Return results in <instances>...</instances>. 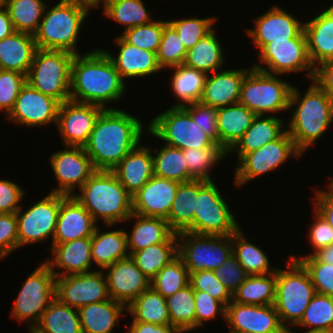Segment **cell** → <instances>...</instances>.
Returning <instances> with one entry per match:
<instances>
[{
	"label": "cell",
	"instance_id": "6da1fadb",
	"mask_svg": "<svg viewBox=\"0 0 333 333\" xmlns=\"http://www.w3.org/2000/svg\"><path fill=\"white\" fill-rule=\"evenodd\" d=\"M144 130L142 120L128 111L104 109L84 146L95 170H113L141 142Z\"/></svg>",
	"mask_w": 333,
	"mask_h": 333
},
{
	"label": "cell",
	"instance_id": "7a4b0ae2",
	"mask_svg": "<svg viewBox=\"0 0 333 333\" xmlns=\"http://www.w3.org/2000/svg\"><path fill=\"white\" fill-rule=\"evenodd\" d=\"M126 88V82L103 49L95 48L74 56L70 100L103 109H116L106 105L120 100L127 92Z\"/></svg>",
	"mask_w": 333,
	"mask_h": 333
},
{
	"label": "cell",
	"instance_id": "3957f363",
	"mask_svg": "<svg viewBox=\"0 0 333 333\" xmlns=\"http://www.w3.org/2000/svg\"><path fill=\"white\" fill-rule=\"evenodd\" d=\"M306 92L293 86L289 110L292 117L286 129L297 150L303 155L326 132L333 122V99L314 80Z\"/></svg>",
	"mask_w": 333,
	"mask_h": 333
},
{
	"label": "cell",
	"instance_id": "277c9868",
	"mask_svg": "<svg viewBox=\"0 0 333 333\" xmlns=\"http://www.w3.org/2000/svg\"><path fill=\"white\" fill-rule=\"evenodd\" d=\"M73 196L96 222L103 220L111 227L133 213L132 196L112 171L96 170Z\"/></svg>",
	"mask_w": 333,
	"mask_h": 333
},
{
	"label": "cell",
	"instance_id": "5b68a950",
	"mask_svg": "<svg viewBox=\"0 0 333 333\" xmlns=\"http://www.w3.org/2000/svg\"><path fill=\"white\" fill-rule=\"evenodd\" d=\"M47 7L34 34L37 49L80 54L76 43L89 12L71 0H60L55 6Z\"/></svg>",
	"mask_w": 333,
	"mask_h": 333
},
{
	"label": "cell",
	"instance_id": "8992f818",
	"mask_svg": "<svg viewBox=\"0 0 333 333\" xmlns=\"http://www.w3.org/2000/svg\"><path fill=\"white\" fill-rule=\"evenodd\" d=\"M286 262L285 270L280 268L276 270L274 306L282 325L291 329L300 322L317 292L309 273L299 261L289 256Z\"/></svg>",
	"mask_w": 333,
	"mask_h": 333
},
{
	"label": "cell",
	"instance_id": "52a82bcc",
	"mask_svg": "<svg viewBox=\"0 0 333 333\" xmlns=\"http://www.w3.org/2000/svg\"><path fill=\"white\" fill-rule=\"evenodd\" d=\"M280 76L283 75L269 74L251 66L241 84L239 103L256 115L288 111L294 85Z\"/></svg>",
	"mask_w": 333,
	"mask_h": 333
},
{
	"label": "cell",
	"instance_id": "ba28073f",
	"mask_svg": "<svg viewBox=\"0 0 333 333\" xmlns=\"http://www.w3.org/2000/svg\"><path fill=\"white\" fill-rule=\"evenodd\" d=\"M74 56L66 51L37 49L27 74V83L60 103L70 100Z\"/></svg>",
	"mask_w": 333,
	"mask_h": 333
},
{
	"label": "cell",
	"instance_id": "9c48e42d",
	"mask_svg": "<svg viewBox=\"0 0 333 333\" xmlns=\"http://www.w3.org/2000/svg\"><path fill=\"white\" fill-rule=\"evenodd\" d=\"M146 128L147 134L164 141L165 145L182 150L216 145L183 107L171 106L153 117Z\"/></svg>",
	"mask_w": 333,
	"mask_h": 333
},
{
	"label": "cell",
	"instance_id": "30bf717a",
	"mask_svg": "<svg viewBox=\"0 0 333 333\" xmlns=\"http://www.w3.org/2000/svg\"><path fill=\"white\" fill-rule=\"evenodd\" d=\"M225 200L214 180H198L193 233L226 236L232 235L240 227Z\"/></svg>",
	"mask_w": 333,
	"mask_h": 333
},
{
	"label": "cell",
	"instance_id": "8fae6325",
	"mask_svg": "<svg viewBox=\"0 0 333 333\" xmlns=\"http://www.w3.org/2000/svg\"><path fill=\"white\" fill-rule=\"evenodd\" d=\"M56 276L49 265L41 262L23 283L13 302L11 317L17 322H27L29 333L39 322L43 312L55 299Z\"/></svg>",
	"mask_w": 333,
	"mask_h": 333
},
{
	"label": "cell",
	"instance_id": "7c38bea8",
	"mask_svg": "<svg viewBox=\"0 0 333 333\" xmlns=\"http://www.w3.org/2000/svg\"><path fill=\"white\" fill-rule=\"evenodd\" d=\"M177 254L189 275L202 270L216 271L232 254V235L177 233Z\"/></svg>",
	"mask_w": 333,
	"mask_h": 333
},
{
	"label": "cell",
	"instance_id": "4fadbf2b",
	"mask_svg": "<svg viewBox=\"0 0 333 333\" xmlns=\"http://www.w3.org/2000/svg\"><path fill=\"white\" fill-rule=\"evenodd\" d=\"M260 63L252 67L269 74L284 75L306 71L308 80H313L315 68L312 65L307 47V38L303 30L297 37L287 41H272L266 44L258 54ZM266 66H265V65ZM265 66V67H264Z\"/></svg>",
	"mask_w": 333,
	"mask_h": 333
},
{
	"label": "cell",
	"instance_id": "5bb4252c",
	"mask_svg": "<svg viewBox=\"0 0 333 333\" xmlns=\"http://www.w3.org/2000/svg\"><path fill=\"white\" fill-rule=\"evenodd\" d=\"M303 156L295 147L293 140L286 131L279 139L268 142L259 149L243 155L234 168V185L244 186L257 177L268 174L280 167L291 157ZM254 179V180H253Z\"/></svg>",
	"mask_w": 333,
	"mask_h": 333
},
{
	"label": "cell",
	"instance_id": "9a60e30c",
	"mask_svg": "<svg viewBox=\"0 0 333 333\" xmlns=\"http://www.w3.org/2000/svg\"><path fill=\"white\" fill-rule=\"evenodd\" d=\"M66 196L50 192L25 211L21 205L16 212L19 249L21 246L46 242L51 238L53 242L61 202Z\"/></svg>",
	"mask_w": 333,
	"mask_h": 333
},
{
	"label": "cell",
	"instance_id": "2e32d148",
	"mask_svg": "<svg viewBox=\"0 0 333 333\" xmlns=\"http://www.w3.org/2000/svg\"><path fill=\"white\" fill-rule=\"evenodd\" d=\"M49 160L58 184L52 193L72 196L96 171L84 147L65 146L52 153Z\"/></svg>",
	"mask_w": 333,
	"mask_h": 333
},
{
	"label": "cell",
	"instance_id": "e0dca14e",
	"mask_svg": "<svg viewBox=\"0 0 333 333\" xmlns=\"http://www.w3.org/2000/svg\"><path fill=\"white\" fill-rule=\"evenodd\" d=\"M56 298L75 309L110 299L103 270L56 277Z\"/></svg>",
	"mask_w": 333,
	"mask_h": 333
},
{
	"label": "cell",
	"instance_id": "ac0fdd59",
	"mask_svg": "<svg viewBox=\"0 0 333 333\" xmlns=\"http://www.w3.org/2000/svg\"><path fill=\"white\" fill-rule=\"evenodd\" d=\"M60 104L58 100L39 92L26 82L7 119L18 126L29 128H41L50 123L56 126Z\"/></svg>",
	"mask_w": 333,
	"mask_h": 333
},
{
	"label": "cell",
	"instance_id": "d6986e66",
	"mask_svg": "<svg viewBox=\"0 0 333 333\" xmlns=\"http://www.w3.org/2000/svg\"><path fill=\"white\" fill-rule=\"evenodd\" d=\"M104 109L97 105L68 100L60 104L56 127L63 145L84 147L95 122Z\"/></svg>",
	"mask_w": 333,
	"mask_h": 333
},
{
	"label": "cell",
	"instance_id": "ffe728a7",
	"mask_svg": "<svg viewBox=\"0 0 333 333\" xmlns=\"http://www.w3.org/2000/svg\"><path fill=\"white\" fill-rule=\"evenodd\" d=\"M229 333H281L282 325L273 305L239 304L233 300L226 306Z\"/></svg>",
	"mask_w": 333,
	"mask_h": 333
},
{
	"label": "cell",
	"instance_id": "44dd1931",
	"mask_svg": "<svg viewBox=\"0 0 333 333\" xmlns=\"http://www.w3.org/2000/svg\"><path fill=\"white\" fill-rule=\"evenodd\" d=\"M283 10L272 6L267 12L253 20L254 27L246 29L247 36L259 51L272 41H287L297 37L304 30V23Z\"/></svg>",
	"mask_w": 333,
	"mask_h": 333
},
{
	"label": "cell",
	"instance_id": "7402d4cb",
	"mask_svg": "<svg viewBox=\"0 0 333 333\" xmlns=\"http://www.w3.org/2000/svg\"><path fill=\"white\" fill-rule=\"evenodd\" d=\"M108 293L111 299L128 306L150 287V279L137 267L131 257L106 267Z\"/></svg>",
	"mask_w": 333,
	"mask_h": 333
},
{
	"label": "cell",
	"instance_id": "603a6c76",
	"mask_svg": "<svg viewBox=\"0 0 333 333\" xmlns=\"http://www.w3.org/2000/svg\"><path fill=\"white\" fill-rule=\"evenodd\" d=\"M179 184L174 180L153 176L132 196L133 213L166 219Z\"/></svg>",
	"mask_w": 333,
	"mask_h": 333
},
{
	"label": "cell",
	"instance_id": "cb8c5ba5",
	"mask_svg": "<svg viewBox=\"0 0 333 333\" xmlns=\"http://www.w3.org/2000/svg\"><path fill=\"white\" fill-rule=\"evenodd\" d=\"M91 242L92 237H85L61 244H52L50 252L53 254V258L45 259V262L56 277L94 271L91 269L93 265Z\"/></svg>",
	"mask_w": 333,
	"mask_h": 333
},
{
	"label": "cell",
	"instance_id": "d4e9b609",
	"mask_svg": "<svg viewBox=\"0 0 333 333\" xmlns=\"http://www.w3.org/2000/svg\"><path fill=\"white\" fill-rule=\"evenodd\" d=\"M99 224L72 195L66 196L60 206L53 242L61 244L78 238L92 237Z\"/></svg>",
	"mask_w": 333,
	"mask_h": 333
},
{
	"label": "cell",
	"instance_id": "484cf974",
	"mask_svg": "<svg viewBox=\"0 0 333 333\" xmlns=\"http://www.w3.org/2000/svg\"><path fill=\"white\" fill-rule=\"evenodd\" d=\"M113 42L119 47L118 54L103 49L125 81L128 78H143L163 71L157 61V54L127 43L120 35Z\"/></svg>",
	"mask_w": 333,
	"mask_h": 333
},
{
	"label": "cell",
	"instance_id": "4316f807",
	"mask_svg": "<svg viewBox=\"0 0 333 333\" xmlns=\"http://www.w3.org/2000/svg\"><path fill=\"white\" fill-rule=\"evenodd\" d=\"M225 70L208 74L200 103L218 109L239 102L241 84L250 69Z\"/></svg>",
	"mask_w": 333,
	"mask_h": 333
},
{
	"label": "cell",
	"instance_id": "83f0119b",
	"mask_svg": "<svg viewBox=\"0 0 333 333\" xmlns=\"http://www.w3.org/2000/svg\"><path fill=\"white\" fill-rule=\"evenodd\" d=\"M111 171L133 196L154 176L152 148L139 143Z\"/></svg>",
	"mask_w": 333,
	"mask_h": 333
},
{
	"label": "cell",
	"instance_id": "f1b7e54d",
	"mask_svg": "<svg viewBox=\"0 0 333 333\" xmlns=\"http://www.w3.org/2000/svg\"><path fill=\"white\" fill-rule=\"evenodd\" d=\"M304 22L309 59L314 66L333 60V5Z\"/></svg>",
	"mask_w": 333,
	"mask_h": 333
},
{
	"label": "cell",
	"instance_id": "f546056e",
	"mask_svg": "<svg viewBox=\"0 0 333 333\" xmlns=\"http://www.w3.org/2000/svg\"><path fill=\"white\" fill-rule=\"evenodd\" d=\"M36 50L34 35L15 31L0 40V69L27 75Z\"/></svg>",
	"mask_w": 333,
	"mask_h": 333
},
{
	"label": "cell",
	"instance_id": "4dcf8cb0",
	"mask_svg": "<svg viewBox=\"0 0 333 333\" xmlns=\"http://www.w3.org/2000/svg\"><path fill=\"white\" fill-rule=\"evenodd\" d=\"M256 114L238 103L217 109L219 145L228 153L252 125Z\"/></svg>",
	"mask_w": 333,
	"mask_h": 333
},
{
	"label": "cell",
	"instance_id": "1f68e13d",
	"mask_svg": "<svg viewBox=\"0 0 333 333\" xmlns=\"http://www.w3.org/2000/svg\"><path fill=\"white\" fill-rule=\"evenodd\" d=\"M283 121V118L281 119L278 115H256L252 125L228 153L232 155L235 150L239 160L243 155L259 149L268 142L279 139L287 131L284 129L285 122Z\"/></svg>",
	"mask_w": 333,
	"mask_h": 333
},
{
	"label": "cell",
	"instance_id": "d6a6232c",
	"mask_svg": "<svg viewBox=\"0 0 333 333\" xmlns=\"http://www.w3.org/2000/svg\"><path fill=\"white\" fill-rule=\"evenodd\" d=\"M128 220H135L130 234L126 231L130 255L150 245L164 243L175 233L164 218L145 217L132 213L126 222Z\"/></svg>",
	"mask_w": 333,
	"mask_h": 333
},
{
	"label": "cell",
	"instance_id": "836d02e7",
	"mask_svg": "<svg viewBox=\"0 0 333 333\" xmlns=\"http://www.w3.org/2000/svg\"><path fill=\"white\" fill-rule=\"evenodd\" d=\"M124 311H127V306L111 298L79 308L83 333H113Z\"/></svg>",
	"mask_w": 333,
	"mask_h": 333
},
{
	"label": "cell",
	"instance_id": "e575fe53",
	"mask_svg": "<svg viewBox=\"0 0 333 333\" xmlns=\"http://www.w3.org/2000/svg\"><path fill=\"white\" fill-rule=\"evenodd\" d=\"M96 227L91 242L92 261L104 270L113 263L130 257L125 230L100 232Z\"/></svg>",
	"mask_w": 333,
	"mask_h": 333
},
{
	"label": "cell",
	"instance_id": "d590c367",
	"mask_svg": "<svg viewBox=\"0 0 333 333\" xmlns=\"http://www.w3.org/2000/svg\"><path fill=\"white\" fill-rule=\"evenodd\" d=\"M167 69L174 71L170 77V88L177 98L173 107H183L200 102L208 74L184 64Z\"/></svg>",
	"mask_w": 333,
	"mask_h": 333
},
{
	"label": "cell",
	"instance_id": "8d00e7d4",
	"mask_svg": "<svg viewBox=\"0 0 333 333\" xmlns=\"http://www.w3.org/2000/svg\"><path fill=\"white\" fill-rule=\"evenodd\" d=\"M213 29L209 34L200 39L192 48L187 50L184 65L207 74L224 68L225 56L223 44Z\"/></svg>",
	"mask_w": 333,
	"mask_h": 333
},
{
	"label": "cell",
	"instance_id": "74e56055",
	"mask_svg": "<svg viewBox=\"0 0 333 333\" xmlns=\"http://www.w3.org/2000/svg\"><path fill=\"white\" fill-rule=\"evenodd\" d=\"M198 197V180L180 183L166 220L175 233H193V219Z\"/></svg>",
	"mask_w": 333,
	"mask_h": 333
},
{
	"label": "cell",
	"instance_id": "f35d334b",
	"mask_svg": "<svg viewBox=\"0 0 333 333\" xmlns=\"http://www.w3.org/2000/svg\"><path fill=\"white\" fill-rule=\"evenodd\" d=\"M30 333H83L78 309L55 297Z\"/></svg>",
	"mask_w": 333,
	"mask_h": 333
},
{
	"label": "cell",
	"instance_id": "ab89813d",
	"mask_svg": "<svg viewBox=\"0 0 333 333\" xmlns=\"http://www.w3.org/2000/svg\"><path fill=\"white\" fill-rule=\"evenodd\" d=\"M240 228L232 234V253L247 274L250 276L276 272L277 267H271L266 252L250 242Z\"/></svg>",
	"mask_w": 333,
	"mask_h": 333
},
{
	"label": "cell",
	"instance_id": "60d3db41",
	"mask_svg": "<svg viewBox=\"0 0 333 333\" xmlns=\"http://www.w3.org/2000/svg\"><path fill=\"white\" fill-rule=\"evenodd\" d=\"M132 321L171 325L166 298L151 286L127 306Z\"/></svg>",
	"mask_w": 333,
	"mask_h": 333
},
{
	"label": "cell",
	"instance_id": "b9f144b4",
	"mask_svg": "<svg viewBox=\"0 0 333 333\" xmlns=\"http://www.w3.org/2000/svg\"><path fill=\"white\" fill-rule=\"evenodd\" d=\"M177 256V233H174L164 243L150 245L130 255L137 267L150 280Z\"/></svg>",
	"mask_w": 333,
	"mask_h": 333
},
{
	"label": "cell",
	"instance_id": "7bdbcfd3",
	"mask_svg": "<svg viewBox=\"0 0 333 333\" xmlns=\"http://www.w3.org/2000/svg\"><path fill=\"white\" fill-rule=\"evenodd\" d=\"M276 291V272L250 275L233 293V301L239 304L273 305Z\"/></svg>",
	"mask_w": 333,
	"mask_h": 333
},
{
	"label": "cell",
	"instance_id": "ee69618b",
	"mask_svg": "<svg viewBox=\"0 0 333 333\" xmlns=\"http://www.w3.org/2000/svg\"><path fill=\"white\" fill-rule=\"evenodd\" d=\"M162 148L152 151L154 176L179 183L195 180L188 171L183 150L163 144ZM155 152V153H154Z\"/></svg>",
	"mask_w": 333,
	"mask_h": 333
},
{
	"label": "cell",
	"instance_id": "f6af8a7d",
	"mask_svg": "<svg viewBox=\"0 0 333 333\" xmlns=\"http://www.w3.org/2000/svg\"><path fill=\"white\" fill-rule=\"evenodd\" d=\"M46 6L47 3L43 0H8L6 10L15 31L34 35Z\"/></svg>",
	"mask_w": 333,
	"mask_h": 333
},
{
	"label": "cell",
	"instance_id": "bcb514c9",
	"mask_svg": "<svg viewBox=\"0 0 333 333\" xmlns=\"http://www.w3.org/2000/svg\"><path fill=\"white\" fill-rule=\"evenodd\" d=\"M166 301L171 325L180 333L195 330V299L191 285L168 296Z\"/></svg>",
	"mask_w": 333,
	"mask_h": 333
},
{
	"label": "cell",
	"instance_id": "7dc6e473",
	"mask_svg": "<svg viewBox=\"0 0 333 333\" xmlns=\"http://www.w3.org/2000/svg\"><path fill=\"white\" fill-rule=\"evenodd\" d=\"M103 14L124 26V30L154 20L142 0H109Z\"/></svg>",
	"mask_w": 333,
	"mask_h": 333
},
{
	"label": "cell",
	"instance_id": "c3c4849f",
	"mask_svg": "<svg viewBox=\"0 0 333 333\" xmlns=\"http://www.w3.org/2000/svg\"><path fill=\"white\" fill-rule=\"evenodd\" d=\"M183 154L190 175L195 180L212 181L210 170L217 162H221L228 154L219 144L202 149H184Z\"/></svg>",
	"mask_w": 333,
	"mask_h": 333
},
{
	"label": "cell",
	"instance_id": "681fc988",
	"mask_svg": "<svg viewBox=\"0 0 333 333\" xmlns=\"http://www.w3.org/2000/svg\"><path fill=\"white\" fill-rule=\"evenodd\" d=\"M295 327L333 333V297L316 293Z\"/></svg>",
	"mask_w": 333,
	"mask_h": 333
},
{
	"label": "cell",
	"instance_id": "f907efd6",
	"mask_svg": "<svg viewBox=\"0 0 333 333\" xmlns=\"http://www.w3.org/2000/svg\"><path fill=\"white\" fill-rule=\"evenodd\" d=\"M188 284V269L178 256L168 265H165L157 275L150 280V286L165 298L174 295Z\"/></svg>",
	"mask_w": 333,
	"mask_h": 333
},
{
	"label": "cell",
	"instance_id": "816d5d0a",
	"mask_svg": "<svg viewBox=\"0 0 333 333\" xmlns=\"http://www.w3.org/2000/svg\"><path fill=\"white\" fill-rule=\"evenodd\" d=\"M168 20L155 19L147 24L123 30L120 36L129 44L157 53Z\"/></svg>",
	"mask_w": 333,
	"mask_h": 333
},
{
	"label": "cell",
	"instance_id": "f5cc1de1",
	"mask_svg": "<svg viewBox=\"0 0 333 333\" xmlns=\"http://www.w3.org/2000/svg\"><path fill=\"white\" fill-rule=\"evenodd\" d=\"M157 61L163 72L165 69L184 63L187 49L175 29L167 23L164 26L157 51Z\"/></svg>",
	"mask_w": 333,
	"mask_h": 333
},
{
	"label": "cell",
	"instance_id": "db71d44e",
	"mask_svg": "<svg viewBox=\"0 0 333 333\" xmlns=\"http://www.w3.org/2000/svg\"><path fill=\"white\" fill-rule=\"evenodd\" d=\"M215 21L216 18L214 16L207 18H181L170 21L168 19V23L175 29L187 50L214 29Z\"/></svg>",
	"mask_w": 333,
	"mask_h": 333
},
{
	"label": "cell",
	"instance_id": "11a10c76",
	"mask_svg": "<svg viewBox=\"0 0 333 333\" xmlns=\"http://www.w3.org/2000/svg\"><path fill=\"white\" fill-rule=\"evenodd\" d=\"M189 284L193 290L207 292L225 306L233 300V294L219 280L215 271L202 270L190 274Z\"/></svg>",
	"mask_w": 333,
	"mask_h": 333
},
{
	"label": "cell",
	"instance_id": "9f6ffc18",
	"mask_svg": "<svg viewBox=\"0 0 333 333\" xmlns=\"http://www.w3.org/2000/svg\"><path fill=\"white\" fill-rule=\"evenodd\" d=\"M299 262L309 273L316 292L333 297V265L320 262L314 255L302 257Z\"/></svg>",
	"mask_w": 333,
	"mask_h": 333
},
{
	"label": "cell",
	"instance_id": "6f0895ef",
	"mask_svg": "<svg viewBox=\"0 0 333 333\" xmlns=\"http://www.w3.org/2000/svg\"><path fill=\"white\" fill-rule=\"evenodd\" d=\"M27 82V75L0 69V111L8 115Z\"/></svg>",
	"mask_w": 333,
	"mask_h": 333
},
{
	"label": "cell",
	"instance_id": "680465c9",
	"mask_svg": "<svg viewBox=\"0 0 333 333\" xmlns=\"http://www.w3.org/2000/svg\"><path fill=\"white\" fill-rule=\"evenodd\" d=\"M195 330L204 327L207 321L216 320L220 315L226 321V306L204 291L194 290Z\"/></svg>",
	"mask_w": 333,
	"mask_h": 333
},
{
	"label": "cell",
	"instance_id": "91938a15",
	"mask_svg": "<svg viewBox=\"0 0 333 333\" xmlns=\"http://www.w3.org/2000/svg\"><path fill=\"white\" fill-rule=\"evenodd\" d=\"M190 114L195 123L206 133L216 144H219V132L217 125V109L204 105L200 102L183 106Z\"/></svg>",
	"mask_w": 333,
	"mask_h": 333
},
{
	"label": "cell",
	"instance_id": "94428289",
	"mask_svg": "<svg viewBox=\"0 0 333 333\" xmlns=\"http://www.w3.org/2000/svg\"><path fill=\"white\" fill-rule=\"evenodd\" d=\"M313 215V219L315 220L310 225L308 233V240L310 242V246H312L311 248L313 252L306 254L305 256L302 255L298 258L295 255H290V257L296 261H299L302 257L313 255L319 249L333 244V227L314 208Z\"/></svg>",
	"mask_w": 333,
	"mask_h": 333
},
{
	"label": "cell",
	"instance_id": "6125c7cd",
	"mask_svg": "<svg viewBox=\"0 0 333 333\" xmlns=\"http://www.w3.org/2000/svg\"><path fill=\"white\" fill-rule=\"evenodd\" d=\"M18 249L16 213H0V260Z\"/></svg>",
	"mask_w": 333,
	"mask_h": 333
},
{
	"label": "cell",
	"instance_id": "be15d7a7",
	"mask_svg": "<svg viewBox=\"0 0 333 333\" xmlns=\"http://www.w3.org/2000/svg\"><path fill=\"white\" fill-rule=\"evenodd\" d=\"M215 272L219 280L232 294L249 276L233 253Z\"/></svg>",
	"mask_w": 333,
	"mask_h": 333
},
{
	"label": "cell",
	"instance_id": "e7e4bbea",
	"mask_svg": "<svg viewBox=\"0 0 333 333\" xmlns=\"http://www.w3.org/2000/svg\"><path fill=\"white\" fill-rule=\"evenodd\" d=\"M25 193L16 182L0 179V213H16Z\"/></svg>",
	"mask_w": 333,
	"mask_h": 333
},
{
	"label": "cell",
	"instance_id": "03108f58",
	"mask_svg": "<svg viewBox=\"0 0 333 333\" xmlns=\"http://www.w3.org/2000/svg\"><path fill=\"white\" fill-rule=\"evenodd\" d=\"M313 208L333 227V190H315Z\"/></svg>",
	"mask_w": 333,
	"mask_h": 333
},
{
	"label": "cell",
	"instance_id": "003e7915",
	"mask_svg": "<svg viewBox=\"0 0 333 333\" xmlns=\"http://www.w3.org/2000/svg\"><path fill=\"white\" fill-rule=\"evenodd\" d=\"M314 82L333 99V60L315 67Z\"/></svg>",
	"mask_w": 333,
	"mask_h": 333
},
{
	"label": "cell",
	"instance_id": "a7ac6f4b",
	"mask_svg": "<svg viewBox=\"0 0 333 333\" xmlns=\"http://www.w3.org/2000/svg\"><path fill=\"white\" fill-rule=\"evenodd\" d=\"M126 333H180L172 325H157L148 322L132 321Z\"/></svg>",
	"mask_w": 333,
	"mask_h": 333
},
{
	"label": "cell",
	"instance_id": "89a4df30",
	"mask_svg": "<svg viewBox=\"0 0 333 333\" xmlns=\"http://www.w3.org/2000/svg\"><path fill=\"white\" fill-rule=\"evenodd\" d=\"M15 32L13 23L6 9L0 10V40Z\"/></svg>",
	"mask_w": 333,
	"mask_h": 333
},
{
	"label": "cell",
	"instance_id": "2644e50d",
	"mask_svg": "<svg viewBox=\"0 0 333 333\" xmlns=\"http://www.w3.org/2000/svg\"><path fill=\"white\" fill-rule=\"evenodd\" d=\"M320 262L333 265V244L323 247L313 254Z\"/></svg>",
	"mask_w": 333,
	"mask_h": 333
},
{
	"label": "cell",
	"instance_id": "8c879c8a",
	"mask_svg": "<svg viewBox=\"0 0 333 333\" xmlns=\"http://www.w3.org/2000/svg\"><path fill=\"white\" fill-rule=\"evenodd\" d=\"M77 3L80 7L86 9L89 13L93 8H99L103 4V10L106 8L109 0H71Z\"/></svg>",
	"mask_w": 333,
	"mask_h": 333
},
{
	"label": "cell",
	"instance_id": "753ad0ef",
	"mask_svg": "<svg viewBox=\"0 0 333 333\" xmlns=\"http://www.w3.org/2000/svg\"><path fill=\"white\" fill-rule=\"evenodd\" d=\"M8 0H0V10L6 9Z\"/></svg>",
	"mask_w": 333,
	"mask_h": 333
},
{
	"label": "cell",
	"instance_id": "34e18365",
	"mask_svg": "<svg viewBox=\"0 0 333 333\" xmlns=\"http://www.w3.org/2000/svg\"><path fill=\"white\" fill-rule=\"evenodd\" d=\"M304 333H326V332H323V331H320V330H307L306 329Z\"/></svg>",
	"mask_w": 333,
	"mask_h": 333
},
{
	"label": "cell",
	"instance_id": "11e5206c",
	"mask_svg": "<svg viewBox=\"0 0 333 333\" xmlns=\"http://www.w3.org/2000/svg\"><path fill=\"white\" fill-rule=\"evenodd\" d=\"M328 186H326L328 189H331V190H333V177L332 178H330V180L328 181Z\"/></svg>",
	"mask_w": 333,
	"mask_h": 333
},
{
	"label": "cell",
	"instance_id": "2a66077c",
	"mask_svg": "<svg viewBox=\"0 0 333 333\" xmlns=\"http://www.w3.org/2000/svg\"><path fill=\"white\" fill-rule=\"evenodd\" d=\"M281 333H294V331H292V329L285 328Z\"/></svg>",
	"mask_w": 333,
	"mask_h": 333
}]
</instances>
